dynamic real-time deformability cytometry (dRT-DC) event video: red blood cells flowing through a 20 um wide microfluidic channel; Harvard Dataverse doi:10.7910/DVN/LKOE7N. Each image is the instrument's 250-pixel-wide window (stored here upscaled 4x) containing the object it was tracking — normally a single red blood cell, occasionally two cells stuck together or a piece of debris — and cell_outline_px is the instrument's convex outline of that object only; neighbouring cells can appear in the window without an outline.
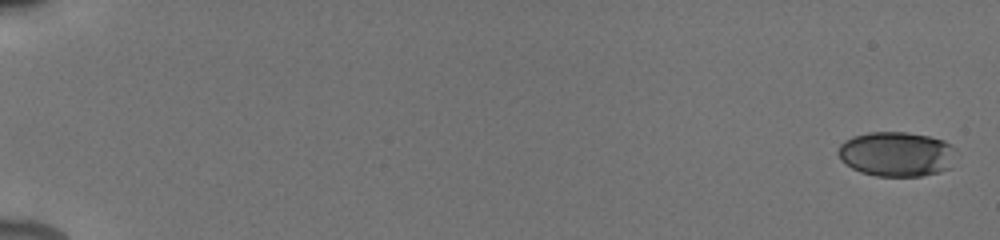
{"species": "human", "species_latin": "Homo sapiens", "temperature_condition": "cold", "stored_images_in_passage": 28, "camera_frame_rate_fps": 3000, "um_per_image_px": 0.085, "donor": {"sex": "male"}, "frame": {"image": 1, "passage_image": 1, "time_ms": 0.0, "image_size_px": [1000, 240], "cell_outline_px": [[956, 148], [952, 168], [940, 172], [920, 176], [876, 176], [860, 172], [852, 168], [840, 160], [836, 152], [840, 144], [844, 140], [852, 136], [868, 132], [908, 132], [928, 136], [944, 140], [952, 144]], "centroid_in_image_um": [76.21, 13.09], "position_along_channel_um": 8.8, "area_um2": 31.33}}
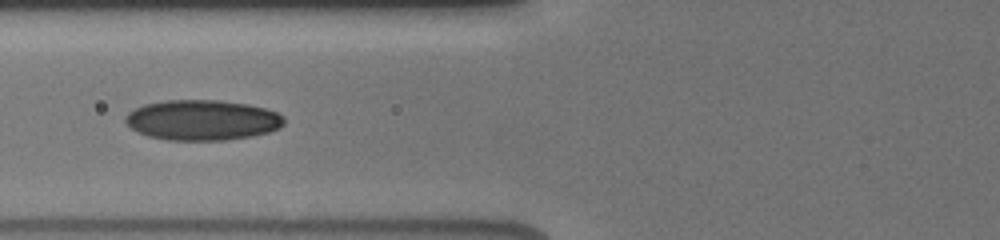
{"frame": {"image": 2, "passage_image": 15, "time_ms": 7.667, "image_size_px": [1000, 240], "cell_outline_px": [[284, 124], [280, 128], [268, 132], [252, 136], [224, 140], [168, 140], [148, 136], [132, 128], [124, 120], [124, 116], [128, 112], [144, 104], [168, 100], [220, 100], [248, 104], [264, 108], [276, 112], [284, 116]], "centroid_in_image_um": [17.21, 10.2], "position_along_channel_um": 108.6, "area_um2": 37.28}}
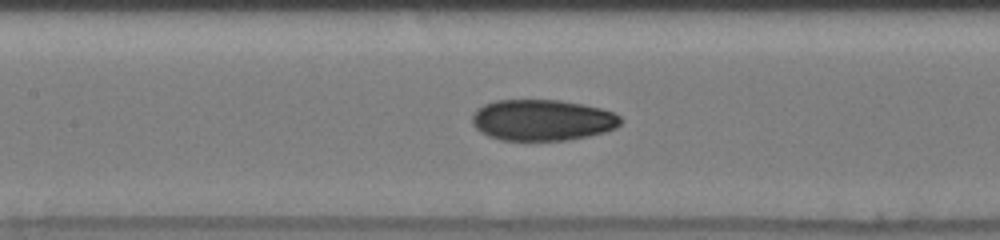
{"frame": {"image": 3, "passage_image": 20, "time_ms": 9.0, "image_size_px": [1000, 240], "cell_outline_px": [[620, 124], [616, 128], [604, 132], [588, 136], [568, 140], [500, 140], [488, 136], [480, 132], [472, 124], [472, 116], [476, 108], [484, 104], [496, 100], [560, 100], [584, 104], [600, 108], [612, 112], [620, 116]], "centroid_in_image_um": [46.07, 10.2], "position_along_channel_um": 161.3, "area_um2": 35.72}}